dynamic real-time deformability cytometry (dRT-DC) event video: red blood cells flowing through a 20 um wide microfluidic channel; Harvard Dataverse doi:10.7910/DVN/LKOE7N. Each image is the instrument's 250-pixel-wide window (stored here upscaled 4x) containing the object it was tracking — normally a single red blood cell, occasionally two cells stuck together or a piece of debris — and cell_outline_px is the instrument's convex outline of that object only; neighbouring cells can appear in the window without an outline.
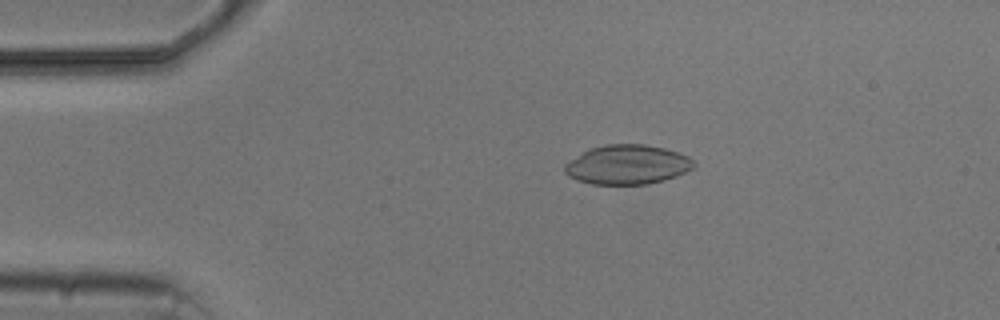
{"species": "common noctule bat (a hibernating species)", "species_latin": "Nyctalus noctula", "temperature_condition": "cold", "stored_images_in_passage": 5, "camera_frame_rate_fps": 3000, "um_per_image_px": 0.085, "animal": {"sex": "male", "body_mass_g": 20.5, "forearm_length_mm": 52.5}, "frame": {"image": 1, "passage_image": 3, "time_ms": 2.333, "image_size_px": [1000, 320], "cell_outline_px": [[696, 164], [692, 168], [676, 176], [664, 180], [644, 184], [592, 184], [576, 180], [568, 176], [564, 172], [564, 164], [584, 152], [592, 148], [604, 144], [644, 144], [664, 148], [688, 156]], "centroid_in_image_um": [53.31, 14.0], "position_along_channel_um": 31.7, "area_um2": 29.42}}